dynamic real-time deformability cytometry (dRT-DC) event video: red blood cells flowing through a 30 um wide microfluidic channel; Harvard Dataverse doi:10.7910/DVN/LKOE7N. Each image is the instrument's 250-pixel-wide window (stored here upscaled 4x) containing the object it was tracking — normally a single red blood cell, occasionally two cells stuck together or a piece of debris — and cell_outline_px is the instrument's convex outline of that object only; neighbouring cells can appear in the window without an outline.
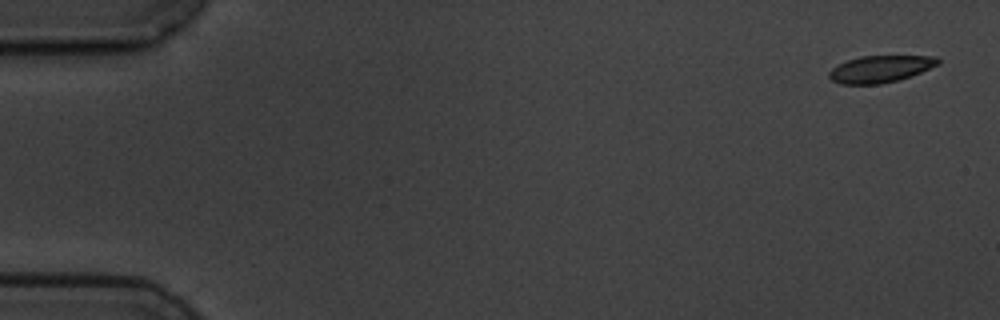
{"species": "common noctule bat (a hibernating species)", "species_latin": "Nyctalus noctula", "temperature_condition": "cold", "stored_images_in_passage": 5, "camera_frame_rate_fps": 3000, "um_per_image_px": 0.085, "animal": {"sex": "male", "body_mass_g": 19.5, "forearm_length_mm": 54.6}, "frame": {"image": 1, "passage_image": 1, "time_ms": 0.0, "image_size_px": [1000, 320], "cell_outline_px": [[940, 64], [912, 76], [900, 80], [880, 84], [840, 84], [832, 80], [828, 76], [828, 72], [832, 68], [848, 60], [860, 56], [936, 56], [940, 60]], "centroid_in_image_um": [74.85, 5.87], "position_along_channel_um": 10.1, "area_um2": 17.17}}
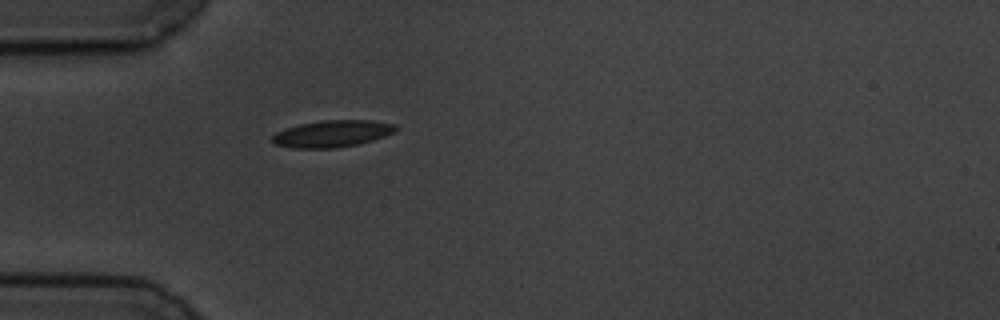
{"frame": {"image": 2, "passage_image": 5, "time_ms": 5.0, "image_size_px": [1000, 320], "cell_outline_px": [[396, 132], [360, 144], [336, 148], [292, 148], [272, 144], [272, 136], [276, 132], [300, 124], [320, 120], [372, 120], [396, 124]], "centroid_in_image_um": [28.24, 11.37], "position_along_channel_um": 56.8, "area_um2": 19.42}}